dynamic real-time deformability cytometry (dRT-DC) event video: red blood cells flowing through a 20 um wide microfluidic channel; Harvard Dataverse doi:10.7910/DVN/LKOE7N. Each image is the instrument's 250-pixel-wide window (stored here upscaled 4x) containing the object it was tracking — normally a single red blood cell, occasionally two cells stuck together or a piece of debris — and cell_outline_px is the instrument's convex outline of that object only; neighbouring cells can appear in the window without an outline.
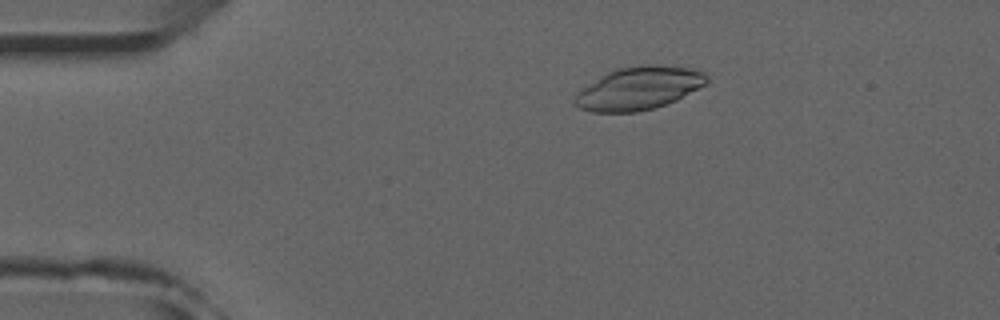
{"species": "common noctule bat (a hibernating species)", "species_latin": "Nyctalus noctula", "temperature_condition": "room temperature", "stored_images_in_passage": 52, "camera_frame_rate_fps": 3000, "um_per_image_px": 0.085, "animal": {"sex": "male", "forearm_length_mm": 52.5}, "frame": {"image": 1, "passage_image": 10, "time_ms": 3.0, "image_size_px": [1000, 320], "cell_outline_px": [[708, 80], [704, 84], [676, 100], [652, 108], [636, 112], [592, 112], [580, 108], [572, 100], [580, 88], [608, 72], [616, 68], [640, 64], [652, 64], [688, 68], [704, 72], [708, 76]], "centroid_in_image_um": [54.25, 7.49], "position_along_channel_um": 30.8, "area_um2": 32.83}}
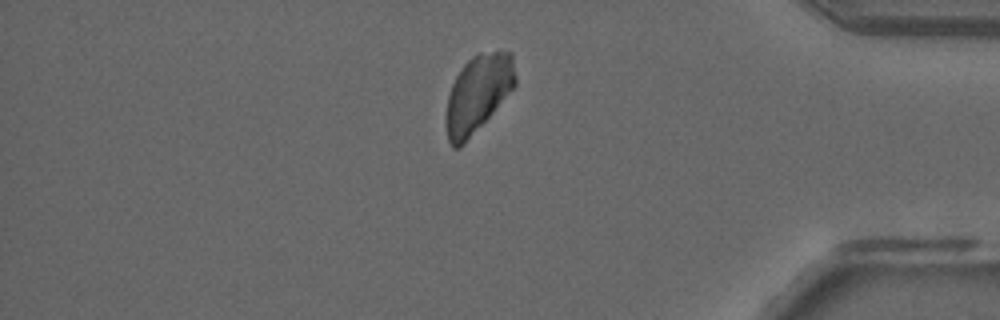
{"frame": {"image": 2, "passage_image": 44, "time_ms": 14.333, "image_size_px": [1000, 320], "cell_outline_px": [[516, 84], [492, 112], [464, 144], [460, 148], [452, 148], [448, 140], [444, 124], [448, 96], [452, 84], [456, 76], [464, 64], [472, 56], [480, 52], [512, 52], [516, 76]], "centroid_in_image_um": [40.59, 7.97], "position_along_channel_um": 394.6, "area_um2": 31.04}}
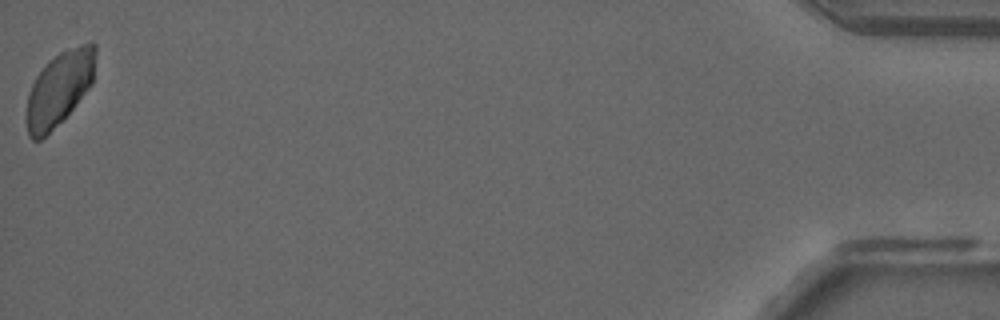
{"frame": {"image": 3, "passage_image": 52, "time_ms": 17.0, "image_size_px": [1000, 320], "cell_outline_px": [[96, 56], [92, 84], [72, 108], [40, 140], [32, 140], [28, 136], [28, 92], [36, 76], [48, 60], [60, 52], [68, 48], [92, 40], [96, 44]], "centroid_in_image_um": [5.07, 7.43], "position_along_channel_um": 430.1, "area_um2": 29.3}}